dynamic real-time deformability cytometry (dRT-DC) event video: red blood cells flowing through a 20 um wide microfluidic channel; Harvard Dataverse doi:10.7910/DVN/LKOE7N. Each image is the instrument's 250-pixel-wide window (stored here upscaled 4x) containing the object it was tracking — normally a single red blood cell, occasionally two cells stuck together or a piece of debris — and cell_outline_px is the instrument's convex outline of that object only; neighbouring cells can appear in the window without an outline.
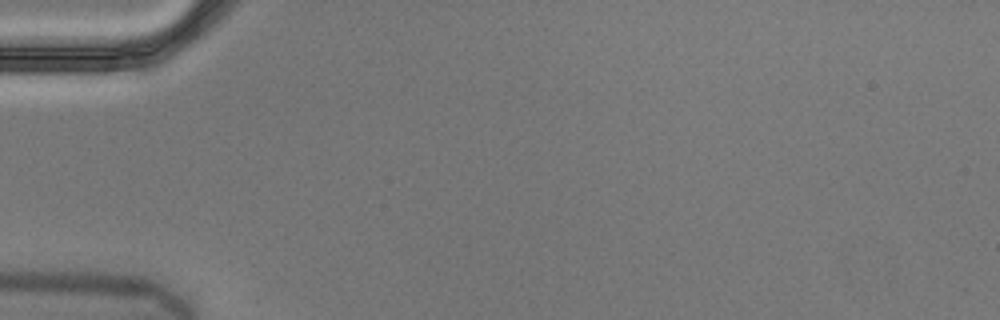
{"species": "Egyptian fruit bat (a non-hibernating species)", "species_latin": "Rousettus aegyptiacus", "temperature_condition": "cold", "stored_images_in_passage": 4, "camera_frame_rate_fps": 3000, "um_per_image_px": 0.085, "animal": {"sex": "male"}, "frame": {"image": 1, "passage_image": 1, "time_ms": 0.0, "image_size_px": [1000, 320], "cell_outline_px": [[204, 12], [200, 32], [188, 44], [156, 64], [144, 68], [112, 72], [100, 72], [96, 60], [96, 44]], "centroid_in_image_um": [12.51, 3.85], "position_along_channel_um": 72.5, "area_um2": 24.62}}